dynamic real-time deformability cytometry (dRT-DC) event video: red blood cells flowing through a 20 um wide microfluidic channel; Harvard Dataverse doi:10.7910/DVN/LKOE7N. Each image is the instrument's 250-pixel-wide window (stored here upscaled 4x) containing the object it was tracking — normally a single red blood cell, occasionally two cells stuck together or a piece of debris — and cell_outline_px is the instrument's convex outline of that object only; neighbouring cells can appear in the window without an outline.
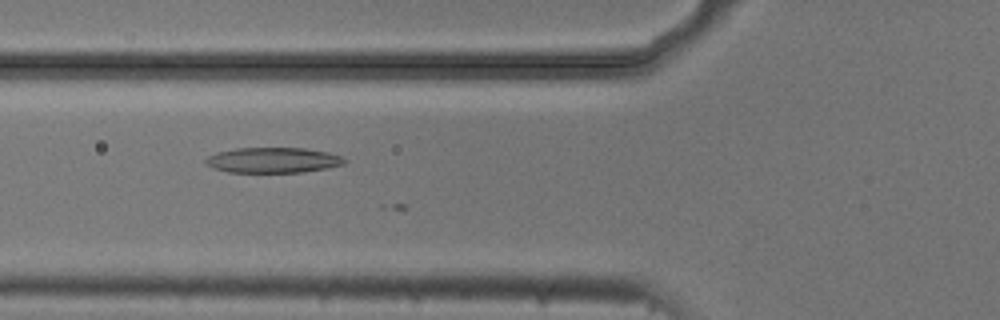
{"species": "common noctule bat (a hibernating species)", "species_latin": "Nyctalus noctula", "temperature_condition": "cold", "stored_images_in_passage": 7, "camera_frame_rate_fps": 3000, "um_per_image_px": 0.085, "animal": {"sex": "male", "body_mass_g": 20.5, "forearm_length_mm": 52.5}, "frame": {"image": 1, "passage_image": 5, "time_ms": 1.333, "image_size_px": [1000, 320], "cell_outline_px": [[348, 160], [344, 164], [328, 168], [304, 172], [228, 172], [212, 168], [204, 164], [204, 160], [208, 156], [216, 152], [236, 148], [304, 148], [328, 152], [344, 156]], "centroid_in_image_um": [23.21, 13.61], "position_along_channel_um": 102.6, "area_um2": 20.81}}